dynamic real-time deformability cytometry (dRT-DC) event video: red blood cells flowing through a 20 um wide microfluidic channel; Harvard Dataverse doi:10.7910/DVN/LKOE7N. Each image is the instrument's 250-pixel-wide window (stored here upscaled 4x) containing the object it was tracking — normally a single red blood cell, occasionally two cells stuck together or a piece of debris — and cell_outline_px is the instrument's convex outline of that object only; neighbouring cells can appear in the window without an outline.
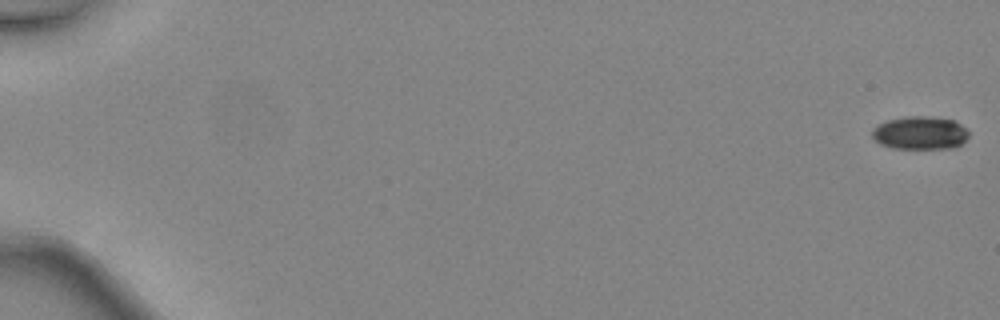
{"species": "common noctule bat (a hibernating species)", "species_latin": "Nyctalus noctula", "temperature_condition": "warm", "stored_images_in_passage": 48, "camera_frame_rate_fps": 3000, "um_per_image_px": 0.085, "animal": {"sex": "female", "body_mass_g": 24.6, "forearm_length_mm": 56.2}, "frame": {"image": 1, "passage_image": 1, "time_ms": 0.0, "image_size_px": [1000, 320], "cell_outline_px": [[968, 136], [956, 148], [892, 148], [880, 144], [872, 136], [872, 128], [876, 124], [888, 120], [904, 116], [928, 116], [952, 120], [960, 124], [968, 132]], "centroid_in_image_um": [78.16, 11.29], "position_along_channel_um": 6.8, "area_um2": 18.61}}
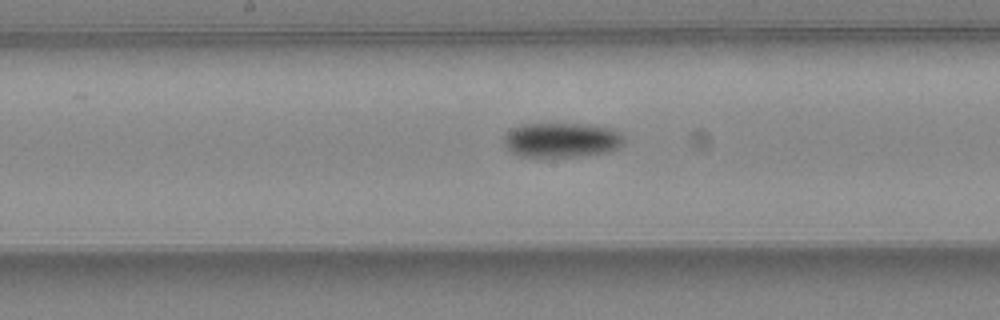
{"frame": {"image": 2, "passage_image": 27, "time_ms": 8.667, "image_size_px": [1000, 320], "cell_outline_px": [[624, 144], [608, 152], [580, 156], [520, 156], [512, 152], [504, 144], [504, 132], [508, 128], [520, 124], [592, 124], [612, 128], [620, 132], [624, 136]], "centroid_in_image_um": [47.73, 11.88], "position_along_channel_um": 200.5, "area_um2": 24.57}}
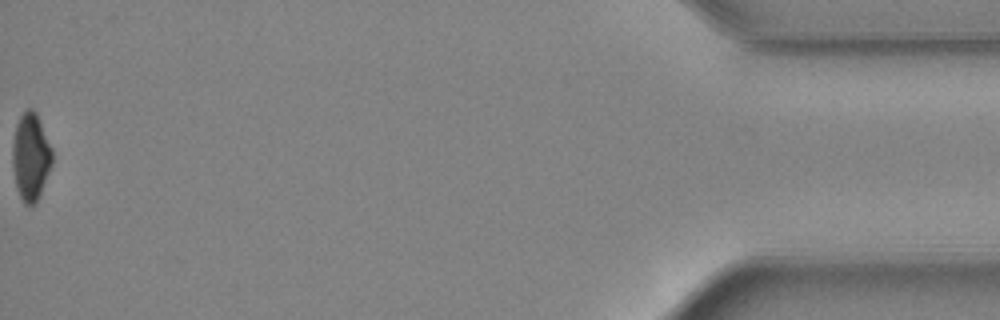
{"frame": {"image": 3, "passage_image": 48, "time_ms": 15.667, "image_size_px": [1000, 320], "cell_outline_px": [[52, 164], [40, 196], [36, 204], [24, 204], [16, 188], [12, 164], [12, 144], [16, 124], [20, 116], [28, 108], [32, 108], [36, 112], [52, 148]], "centroid_in_image_um": [2.61, 13.34], "position_along_channel_um": 432.6, "area_um2": 20.35}, "authors_computed_cell_mechanics": {"area_um2": 21.6461, "velocity_mm_per_s": 4.5648, "shape_relaxation_time_tau1_ms": 3.6551, "shape_relaxation_time_tau2_ms": null, "deformation_change_tau1": 0.1164, "deformation_change_tau2": null}}